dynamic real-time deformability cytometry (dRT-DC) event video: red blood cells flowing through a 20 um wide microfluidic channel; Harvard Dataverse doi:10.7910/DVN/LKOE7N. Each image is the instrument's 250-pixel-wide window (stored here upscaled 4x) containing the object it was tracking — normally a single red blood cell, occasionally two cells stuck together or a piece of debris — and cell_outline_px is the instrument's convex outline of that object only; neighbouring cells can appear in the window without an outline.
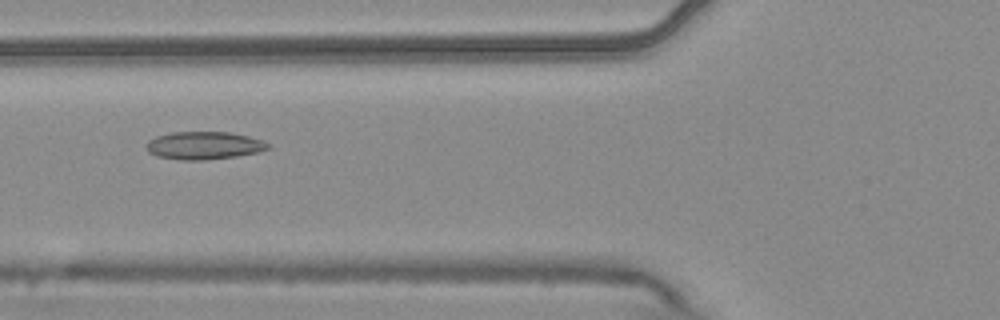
{"species": "common noctule bat (a hibernating species)", "species_latin": "Nyctalus noctula", "temperature_condition": "warm", "stored_images_in_passage": 7, "camera_frame_rate_fps": 3000, "um_per_image_px": 0.085, "animal": {"sex": "male", "body_mass_g": 20.4}, "frame": {"image": 1, "passage_image": 2, "time_ms": 0.333, "image_size_px": [1000, 320], "cell_outline_px": [[272, 148], [256, 152], [236, 156], [204, 160], [184, 160], [156, 156], [148, 152], [148, 140], [156, 136], [172, 132], [232, 132], [264, 140], [272, 144]], "centroid_in_image_um": [17.39, 12.36], "position_along_channel_um": 108.4, "area_um2": 19.77}}
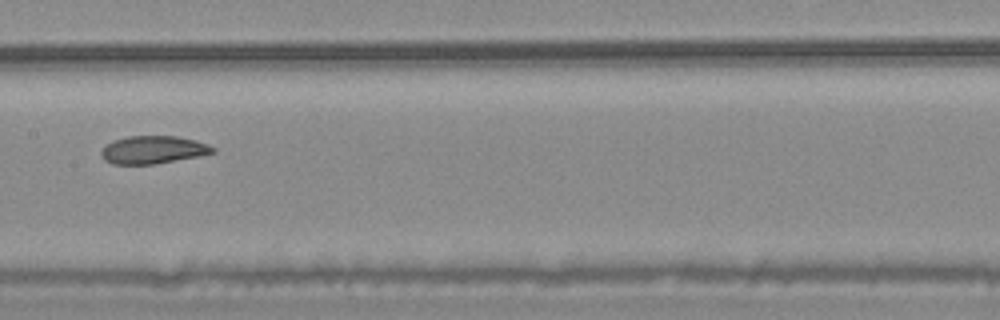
{"frame": {"image": 2, "passage_image": 4, "time_ms": 1.0, "image_size_px": [1000, 320], "cell_outline_px": [[216, 152], [200, 156], [156, 164], [112, 164], [104, 160], [100, 152], [112, 140], [128, 136], [176, 136], [196, 140], [208, 144], [216, 148]], "centroid_in_image_um": [13.05, 12.73], "position_along_channel_um": 194.4, "area_um2": 18.21}}
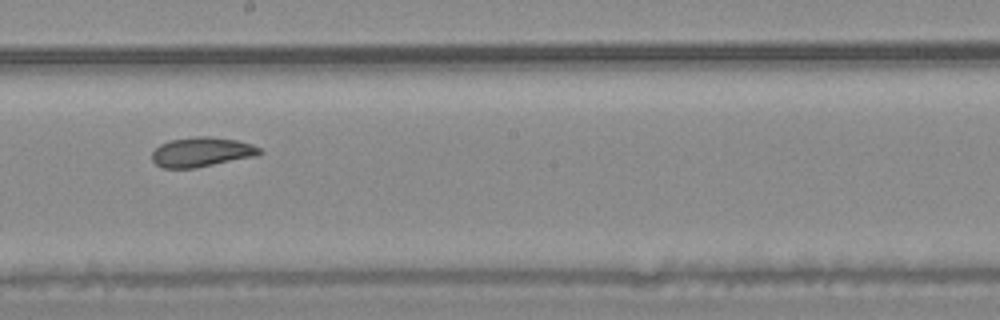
{"frame": {"image": 3, "passage_image": 5, "time_ms": 1.333, "image_size_px": [1000, 320], "cell_outline_px": [[264, 152], [256, 156], [196, 168], [160, 168], [152, 160], [152, 152], [160, 144], [168, 140], [196, 136], [208, 136], [236, 140], [252, 144], [260, 148]], "centroid_in_image_um": [17.13, 12.92], "position_along_channel_um": 231.1, "area_um2": 18.73}}